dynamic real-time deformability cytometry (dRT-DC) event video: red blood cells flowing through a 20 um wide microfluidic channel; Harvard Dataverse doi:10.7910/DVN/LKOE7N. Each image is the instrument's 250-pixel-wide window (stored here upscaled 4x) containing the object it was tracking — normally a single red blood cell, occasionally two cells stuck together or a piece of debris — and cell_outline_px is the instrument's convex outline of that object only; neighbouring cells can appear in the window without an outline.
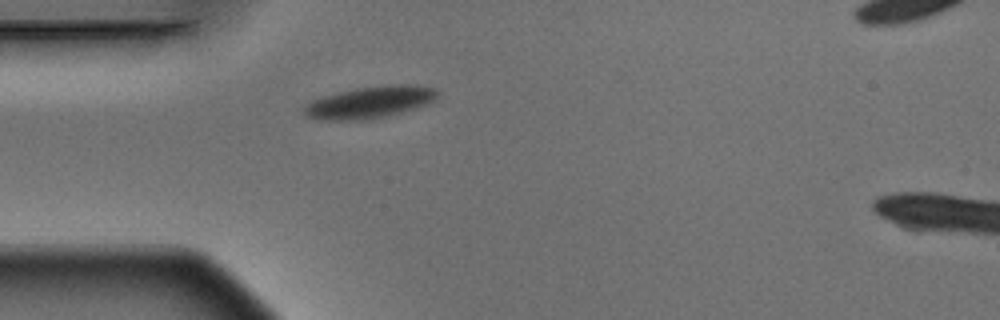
{"species": "Egyptian fruit bat (a non-hibernating species)", "species_latin": "Rousettus aegyptiacus", "temperature_condition": "warm", "stored_images_in_passage": 2, "camera_frame_rate_fps": 3000, "um_per_image_px": 0.085, "animal": {"sex": "male"}, "frame": {"image": 1, "passage_image": 1, "time_ms": 0.0, "image_size_px": [1000, 320], "cell_outline_px": [[440, 92], [436, 100], [428, 104], [416, 108], [388, 116], [372, 120], [324, 120], [304, 116], [300, 112], [300, 108], [304, 104], [312, 100], [324, 96], [356, 88], [392, 84], [416, 84], [436, 88]], "centroid_in_image_um": [31.45, 8.7], "position_along_channel_um": 53.6, "area_um2": 25.43}}